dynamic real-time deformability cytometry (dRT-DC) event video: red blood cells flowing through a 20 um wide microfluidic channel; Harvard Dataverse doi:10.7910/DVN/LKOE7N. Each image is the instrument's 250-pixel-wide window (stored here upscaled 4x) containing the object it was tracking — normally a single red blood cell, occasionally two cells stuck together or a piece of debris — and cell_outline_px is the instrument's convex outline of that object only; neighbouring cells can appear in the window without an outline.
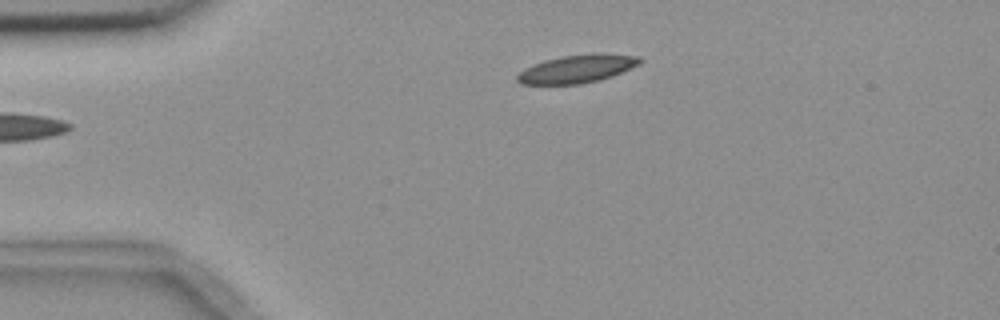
{"species": "common noctule bat (a hibernating species)", "species_latin": "Nyctalus noctula", "temperature_condition": "room temperature", "stored_images_in_passage": 3, "camera_frame_rate_fps": 3000, "um_per_image_px": 0.085, "animal": {"sex": "female", "body_mass_g": 18.4}, "frame": {"image": 1, "passage_image": 1, "time_ms": 0.0, "image_size_px": [1000, 320], "cell_outline_px": [[644, 60], [640, 64], [612, 76], [580, 84], [520, 84], [516, 80], [516, 76], [524, 68], [532, 64], [544, 60], [560, 56], [600, 52], [604, 52], [640, 56]], "centroid_in_image_um": [49.07, 5.82], "position_along_channel_um": 35.9, "area_um2": 20.35}}